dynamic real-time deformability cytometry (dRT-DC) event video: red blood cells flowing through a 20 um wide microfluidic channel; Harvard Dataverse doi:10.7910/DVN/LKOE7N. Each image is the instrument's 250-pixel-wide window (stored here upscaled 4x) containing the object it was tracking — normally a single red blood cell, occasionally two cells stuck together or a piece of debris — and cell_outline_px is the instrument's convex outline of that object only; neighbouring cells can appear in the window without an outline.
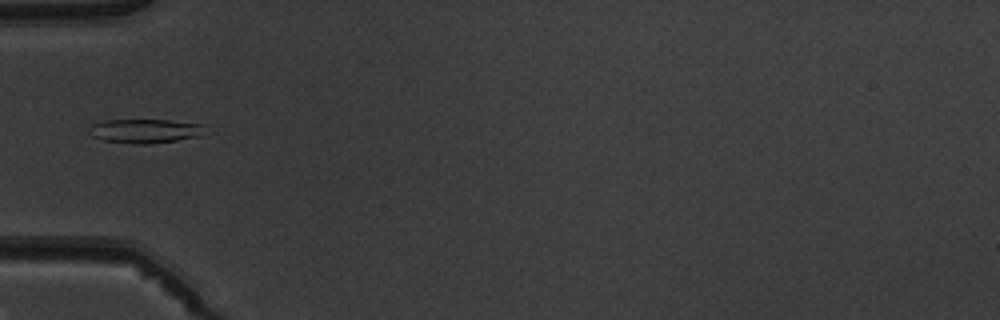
{"species": "common noctule bat (a hibernating species)", "species_latin": "Nyctalus noctula", "temperature_condition": "warm", "stored_images_in_passage": 1, "camera_frame_rate_fps": 3000, "um_per_image_px": 0.085, "animal": {"sex": "male", "body_mass_g": 19.5, "forearm_length_mm": 54.6}, "frame": {"image": 1, "passage_image": 1, "time_ms": 0.0, "image_size_px": [1000, 320], "cell_outline_px": [[204, 136], [148, 144], [132, 144], [104, 140], [92, 136], [92, 124], [108, 120], [168, 120], [204, 124]], "centroid_in_image_um": [12.42, 11.14], "position_along_channel_um": 72.6, "area_um2": 16.13}}